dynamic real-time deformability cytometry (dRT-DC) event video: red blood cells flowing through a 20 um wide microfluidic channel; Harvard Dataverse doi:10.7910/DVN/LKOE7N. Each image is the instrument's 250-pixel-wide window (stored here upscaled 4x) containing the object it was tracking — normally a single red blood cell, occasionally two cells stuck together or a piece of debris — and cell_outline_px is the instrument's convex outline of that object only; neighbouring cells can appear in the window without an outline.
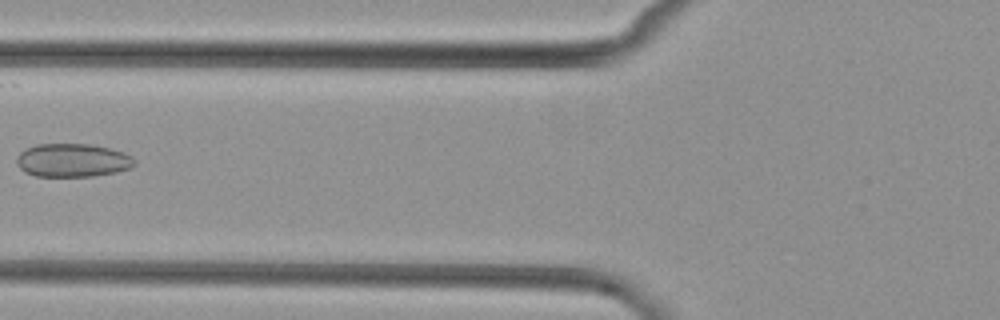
{"species": "common noctule bat (a hibernating species)", "species_latin": "Nyctalus noctula", "temperature_condition": "cold", "stored_images_in_passage": 6, "camera_frame_rate_fps": 3000, "um_per_image_px": 0.085, "animal": {"sex": "female", "body_mass_g": 29.2, "forearm_length_mm": 56.3}, "frame": {"image": 1, "passage_image": 6, "time_ms": 6.0, "image_size_px": [1000, 320], "cell_outline_px": [[136, 164], [132, 168], [116, 172], [92, 176], [36, 176], [24, 172], [16, 164], [16, 156], [24, 148], [36, 144], [88, 144], [108, 148], [132, 156], [136, 160]], "centroid_in_image_um": [6.14, 13.63], "position_along_channel_um": 119.7, "area_um2": 23.06}}